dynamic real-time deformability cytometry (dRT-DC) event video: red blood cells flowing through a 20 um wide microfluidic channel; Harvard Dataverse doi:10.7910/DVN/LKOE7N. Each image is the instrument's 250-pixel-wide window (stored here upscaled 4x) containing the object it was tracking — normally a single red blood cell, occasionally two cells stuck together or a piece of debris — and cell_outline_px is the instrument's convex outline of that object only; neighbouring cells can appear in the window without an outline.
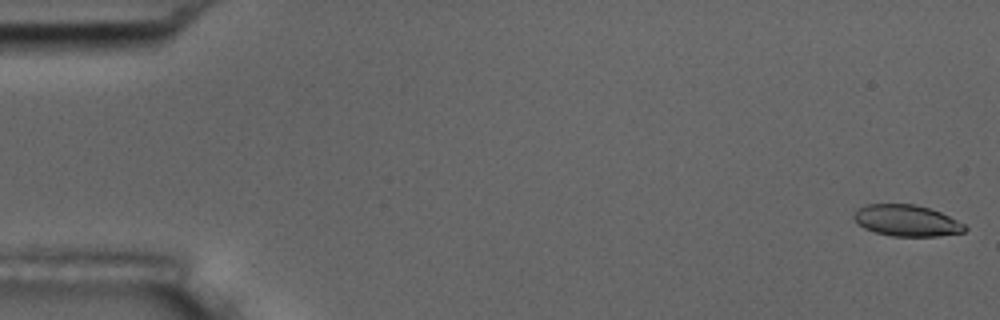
{"species": "common noctule bat (a hibernating species)", "species_latin": "Nyctalus noctula", "temperature_condition": "room temperature", "stored_images_in_passage": 16, "camera_frame_rate_fps": 3000, "um_per_image_px": 0.085, "animal": {"sex": "male", "body_mass_g": 17.5, "forearm_length_mm": 52.3}, "frame": {"image": 1, "passage_image": 1, "time_ms": 0.0, "image_size_px": [1000, 320], "cell_outline_px": [[968, 228], [964, 232], [936, 236], [892, 236], [876, 232], [864, 228], [852, 216], [860, 208], [868, 204], [912, 204], [928, 208], [940, 212], [964, 224]], "centroid_in_image_um": [77.08, 18.75], "position_along_channel_um": 7.9, "area_um2": 19.88}}
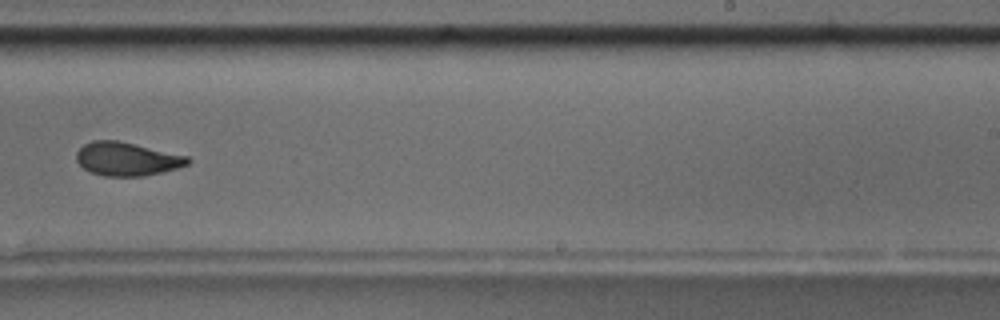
{"frame": {"image": 2, "passage_image": 10, "time_ms": 11.333, "image_size_px": [1000, 320], "cell_outline_px": [[192, 160], [188, 164], [176, 168], [144, 176], [104, 176], [88, 172], [76, 160], [76, 152], [84, 144], [92, 140], [120, 140], [188, 156]], "centroid_in_image_um": [10.77, 13.5], "position_along_channel_um": 278.2, "area_um2": 21.85}}
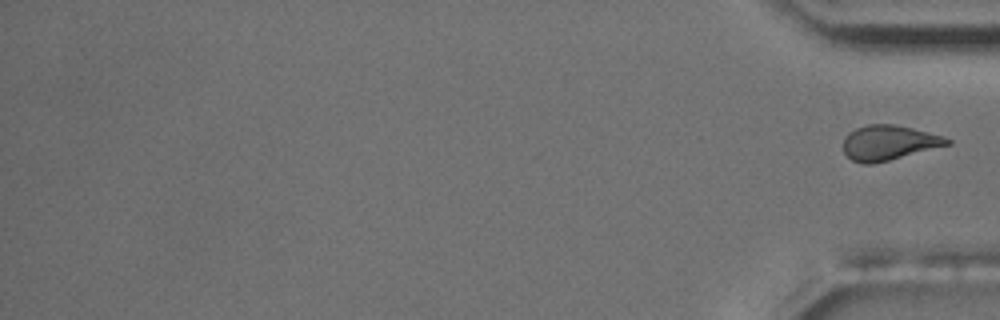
{"frame": {"image": 3, "passage_image": 16, "time_ms": 19.0, "image_size_px": [1000, 320], "cell_outline_px": [[952, 144], [872, 164], [864, 164], [852, 160], [844, 152], [844, 136], [848, 132], [856, 128], [868, 124], [896, 124], [944, 136], [952, 140]], "centroid_in_image_um": [75.55, 12.12], "position_along_channel_um": 359.6, "area_um2": 21.1}}